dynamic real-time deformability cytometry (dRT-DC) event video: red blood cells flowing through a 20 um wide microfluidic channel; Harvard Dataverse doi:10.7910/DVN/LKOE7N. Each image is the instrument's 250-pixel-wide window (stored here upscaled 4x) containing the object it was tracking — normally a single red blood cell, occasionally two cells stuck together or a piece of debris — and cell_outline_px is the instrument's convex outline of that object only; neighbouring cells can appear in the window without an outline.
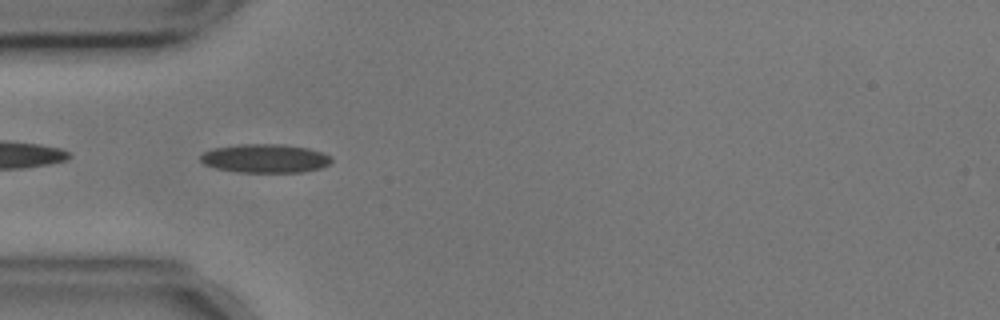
{"species": "common noctule bat (a hibernating species)", "species_latin": "Nyctalus noctula", "temperature_condition": "cold", "stored_images_in_passage": 40, "camera_frame_rate_fps": 3000, "um_per_image_px": 0.085, "animal": {"sex": "male", "body_mass_g": 17.9, "forearm_length_mm": 54.2}, "frame": {"image": 1, "passage_image": 1, "time_ms": 0.0, "image_size_px": [1000, 320], "cell_outline_px": [[332, 160], [328, 164], [320, 168], [304, 172], [240, 172], [216, 168], [204, 164], [200, 160], [200, 156], [204, 152], [212, 148], [240, 144], [284, 144], [308, 148], [324, 152], [332, 156]], "centroid_in_image_um": [22.56, 13.46], "position_along_channel_um": 62.4, "area_um2": 22.02}}
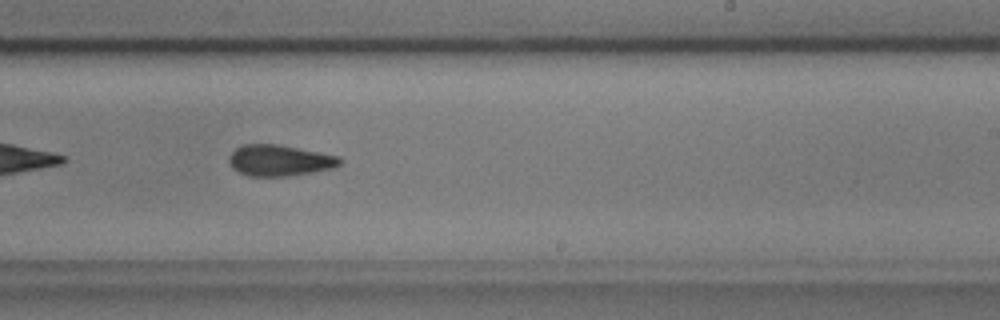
{"frame": {"image": 2, "passage_image": 18, "time_ms": 5.667, "image_size_px": [1000, 320], "cell_outline_px": [[344, 160], [340, 164], [332, 168], [312, 172], [288, 176], [248, 176], [232, 168], [228, 160], [228, 156], [240, 144], [276, 144], [340, 156]], "centroid_in_image_um": [23.75, 13.63], "position_along_channel_um": 265.3, "area_um2": 20.11}}
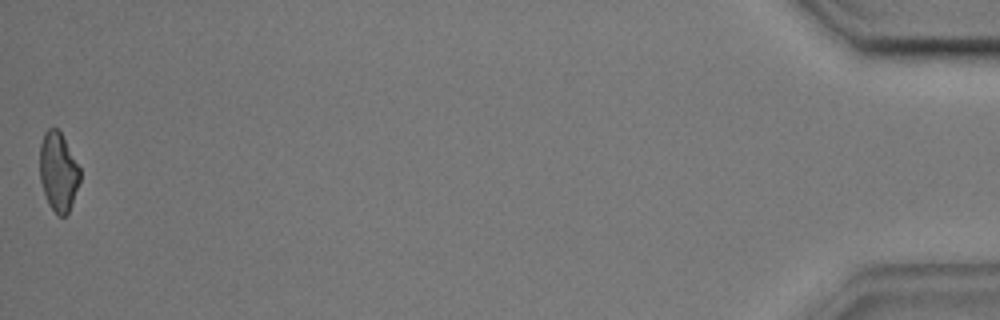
{"frame": {"image": 3, "passage_image": 40, "time_ms": 13.0, "image_size_px": [1000, 320], "cell_outline_px": [[80, 180], [68, 212], [64, 216], [56, 216], [48, 204], [40, 180], [40, 144], [44, 132], [48, 128], [56, 128], [60, 132], [80, 168]], "centroid_in_image_um": [4.94, 14.61], "position_along_channel_um": 430.3, "area_um2": 18.32}, "authors_computed_cell_mechanics": {"area_um2": 20.1433, "velocity_mm_per_s": 3.5884, "shape_relaxation_time_tau1_ms": 11.1489, "shape_relaxation_time_tau2_ms": 3.0416, "deformation_change_tau1": 0.1835, "deformation_change_tau2": 0.1072}}